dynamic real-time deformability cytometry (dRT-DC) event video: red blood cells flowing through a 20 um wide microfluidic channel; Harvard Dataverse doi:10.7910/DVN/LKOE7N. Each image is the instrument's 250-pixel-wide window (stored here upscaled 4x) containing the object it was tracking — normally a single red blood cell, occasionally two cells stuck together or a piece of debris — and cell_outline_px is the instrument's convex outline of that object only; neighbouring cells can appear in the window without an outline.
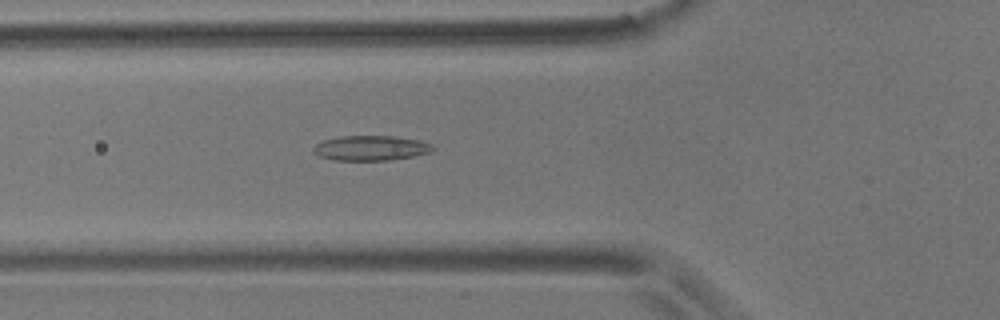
{"species": "common noctule bat (a hibernating species)", "species_latin": "Nyctalus noctula", "temperature_condition": "room temperature", "stored_images_in_passage": 46, "camera_frame_rate_fps": 3000, "um_per_image_px": 0.085, "animal": {"sex": "male", "body_mass_g": 17.9}, "frame": {"image": 1, "passage_image": 10, "time_ms": 3.0, "image_size_px": [1000, 320], "cell_outline_px": [[436, 148], [432, 152], [412, 156], [388, 160], [332, 160], [320, 156], [312, 152], [312, 148], [316, 144], [324, 140], [340, 136], [392, 136], [420, 140], [432, 144]], "centroid_in_image_um": [31.52, 12.58], "position_along_channel_um": 94.3, "area_um2": 17.4}}
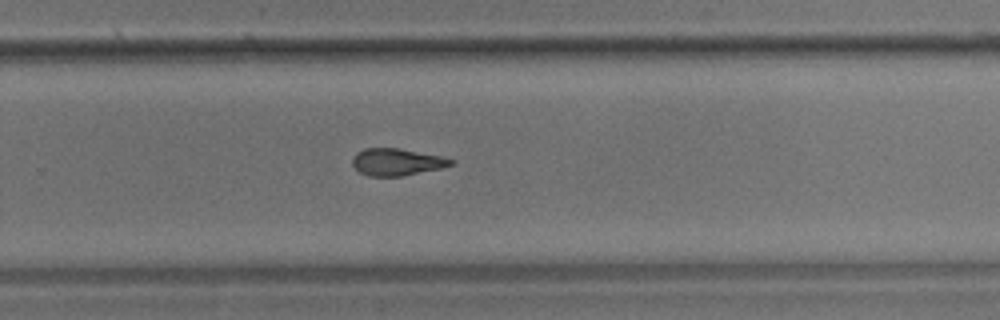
{"frame": {"image": 2, "passage_image": 27, "time_ms": 8.667, "image_size_px": [1000, 320], "cell_outline_px": [[456, 160], [452, 164], [440, 168], [400, 176], [368, 176], [360, 172], [352, 164], [352, 160], [356, 152], [364, 148], [396, 148], [444, 156]], "centroid_in_image_um": [33.72, 13.76], "position_along_channel_um": 296.1, "area_um2": 15.43}}
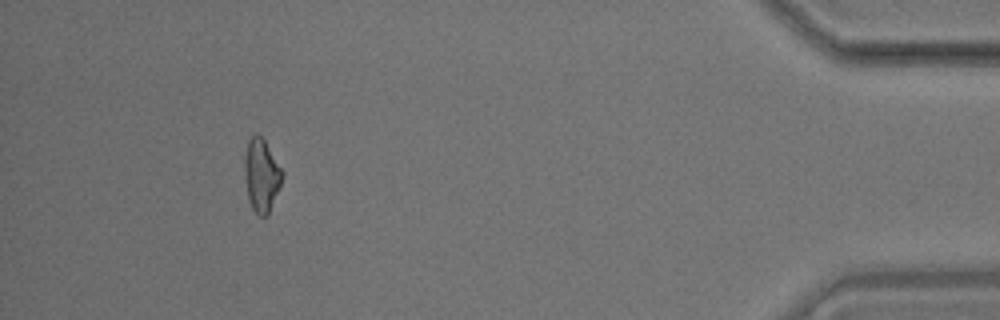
{"frame": {"image": 3, "passage_image": 42, "time_ms": 13.667, "image_size_px": [1000, 320], "cell_outline_px": [[284, 172], [280, 184], [268, 216], [260, 216], [252, 208], [248, 200], [244, 176], [244, 156], [248, 140], [256, 132], [264, 140]], "centroid_in_image_um": [22.2, 14.89], "position_along_channel_um": 413.0, "area_um2": 16.01}, "authors_computed_cell_mechanics": {"area_um2": 16.0973, "velocity_mm_per_s": 3.5553, "shape_relaxation_time_tau1_ms": 9.861, "shape_relaxation_time_tau2_ms": 2.6691, "deformation_change_tau1": 0.1894, "deformation_change_tau2": 0.1006}}